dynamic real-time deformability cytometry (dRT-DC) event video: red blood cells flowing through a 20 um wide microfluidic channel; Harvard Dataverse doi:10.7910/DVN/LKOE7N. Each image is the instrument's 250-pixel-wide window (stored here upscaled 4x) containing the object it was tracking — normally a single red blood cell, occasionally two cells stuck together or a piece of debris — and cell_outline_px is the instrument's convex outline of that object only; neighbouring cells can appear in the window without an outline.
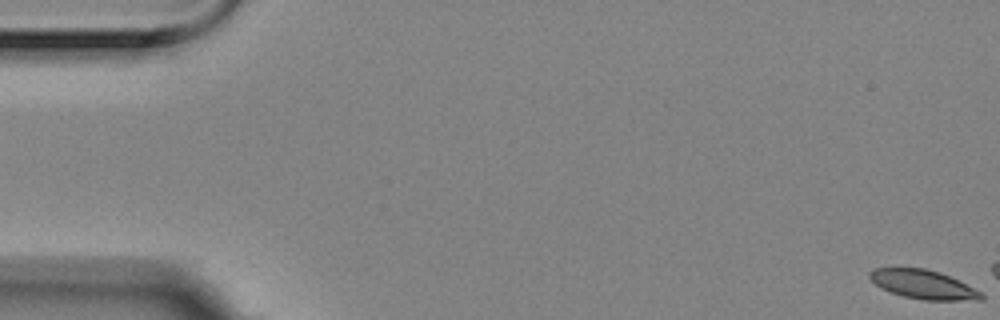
{"species": "Egyptian fruit bat (a non-hibernating species)", "species_latin": "Rousettus aegyptiacus", "temperature_condition": "room temperature", "stored_images_in_passage": 3, "camera_frame_rate_fps": 3000, "um_per_image_px": 0.085, "animal": {"sex": "female"}, "frame": {"image": 1, "passage_image": 1, "time_ms": 0.0, "image_size_px": [1000, 320], "cell_outline_px": [[984, 300], [924, 300], [904, 296], [880, 288], [868, 276], [868, 272], [876, 268], [924, 268], [940, 272], [980, 292], [984, 296]], "centroid_in_image_um": [78.44, 24.18], "position_along_channel_um": 6.6, "area_um2": 18.44}}